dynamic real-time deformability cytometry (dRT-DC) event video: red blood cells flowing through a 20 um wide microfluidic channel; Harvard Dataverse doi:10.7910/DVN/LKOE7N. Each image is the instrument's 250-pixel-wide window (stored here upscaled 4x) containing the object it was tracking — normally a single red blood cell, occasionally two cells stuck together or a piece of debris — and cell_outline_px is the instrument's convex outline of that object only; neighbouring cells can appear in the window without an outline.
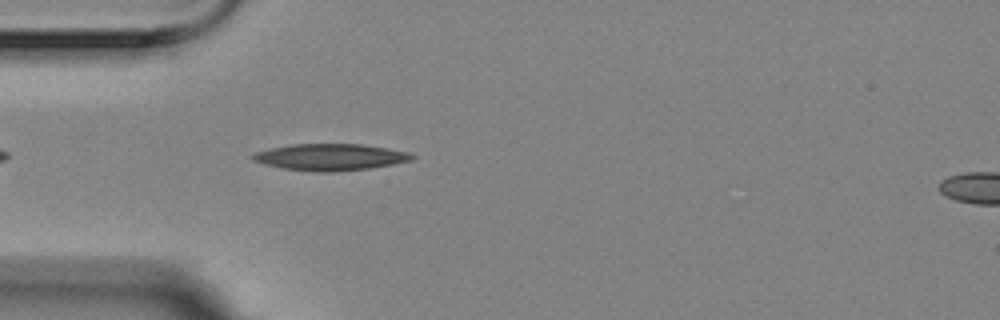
{"species": "Egyptian fruit bat (a non-hibernating species)", "species_latin": "Rousettus aegyptiacus", "temperature_condition": "room temperature", "stored_images_in_passage": 6, "segment_of_instrument_passage": [1, 2], "camera_frame_rate_fps": 3000, "um_per_image_px": 0.085, "animal": {"sex": "female"}, "frame": {"image": 1, "passage_image": 5, "time_ms": 1.333, "image_size_px": [1000, 320], "cell_outline_px": [[416, 156], [412, 160], [392, 164], [368, 168], [332, 172], [316, 172], [284, 168], [264, 164], [252, 160], [248, 156], [256, 152], [272, 148], [292, 144], [364, 144], [388, 148], [408, 152]], "centroid_in_image_um": [28.07, 13.35], "position_along_channel_um": 56.9, "area_um2": 24.62}}